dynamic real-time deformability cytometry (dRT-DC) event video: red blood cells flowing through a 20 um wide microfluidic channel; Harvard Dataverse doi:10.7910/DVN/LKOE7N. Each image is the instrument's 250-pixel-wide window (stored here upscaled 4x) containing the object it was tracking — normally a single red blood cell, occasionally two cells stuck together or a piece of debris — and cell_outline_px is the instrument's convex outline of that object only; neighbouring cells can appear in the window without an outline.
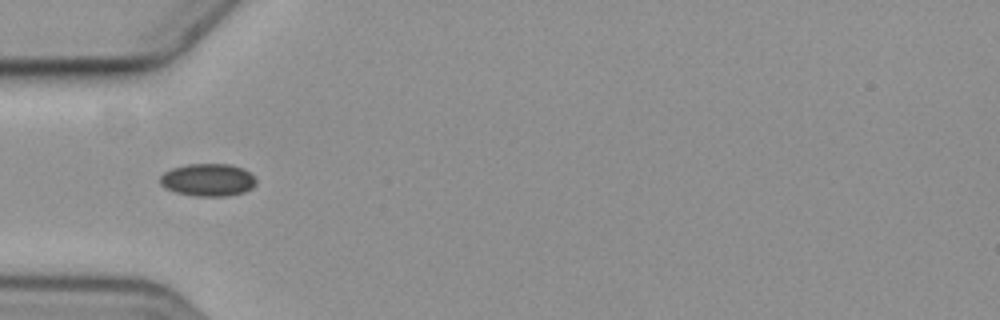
{"species": "common noctule bat (a hibernating species)", "species_latin": "Nyctalus noctula", "temperature_condition": "cold", "stored_images_in_passage": 3, "camera_frame_rate_fps": 3000, "um_per_image_px": 0.085, "animal": {"sex": "female", "body_mass_g": 19.3, "forearm_length_mm": 54.1}, "frame": {"image": 1, "passage_image": 3, "time_ms": 2.333, "image_size_px": [1000, 320], "cell_outline_px": [[256, 184], [252, 188], [244, 192], [228, 196], [192, 196], [176, 192], [164, 188], [160, 184], [160, 176], [164, 172], [172, 168], [188, 164], [228, 164], [244, 168], [256, 180]], "centroid_in_image_um": [17.66, 15.3], "position_along_channel_um": 67.3, "area_um2": 18.32}}